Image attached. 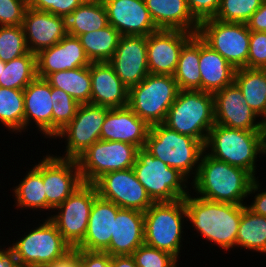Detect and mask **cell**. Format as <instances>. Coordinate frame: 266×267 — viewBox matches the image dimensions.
Instances as JSON below:
<instances>
[{
  "instance_id": "obj_1",
  "label": "cell",
  "mask_w": 266,
  "mask_h": 267,
  "mask_svg": "<svg viewBox=\"0 0 266 267\" xmlns=\"http://www.w3.org/2000/svg\"><path fill=\"white\" fill-rule=\"evenodd\" d=\"M184 201L189 222L187 224L195 229L192 231L197 232L192 235L199 234L197 237L210 242L212 248L217 246L226 252L236 249L237 231L244 205L210 201L192 192Z\"/></svg>"
},
{
  "instance_id": "obj_2",
  "label": "cell",
  "mask_w": 266,
  "mask_h": 267,
  "mask_svg": "<svg viewBox=\"0 0 266 267\" xmlns=\"http://www.w3.org/2000/svg\"><path fill=\"white\" fill-rule=\"evenodd\" d=\"M253 179L245 169L217 160L204 151L197 174L190 182L193 189L190 192L210 201L244 205L250 202L247 199Z\"/></svg>"
},
{
  "instance_id": "obj_3",
  "label": "cell",
  "mask_w": 266,
  "mask_h": 267,
  "mask_svg": "<svg viewBox=\"0 0 266 267\" xmlns=\"http://www.w3.org/2000/svg\"><path fill=\"white\" fill-rule=\"evenodd\" d=\"M204 149L209 156L245 169L256 178L259 167L256 162L262 156L266 157V131L240 130L215 124L208 133Z\"/></svg>"
},
{
  "instance_id": "obj_4",
  "label": "cell",
  "mask_w": 266,
  "mask_h": 267,
  "mask_svg": "<svg viewBox=\"0 0 266 267\" xmlns=\"http://www.w3.org/2000/svg\"><path fill=\"white\" fill-rule=\"evenodd\" d=\"M185 224L187 211L184 199L154 202L144 212V244L168 252L180 261L181 248L182 251L184 249L183 234L186 233L183 229L189 228Z\"/></svg>"
},
{
  "instance_id": "obj_5",
  "label": "cell",
  "mask_w": 266,
  "mask_h": 267,
  "mask_svg": "<svg viewBox=\"0 0 266 267\" xmlns=\"http://www.w3.org/2000/svg\"><path fill=\"white\" fill-rule=\"evenodd\" d=\"M144 148L189 181L195 178L205 151L202 141L182 135L163 123L150 126Z\"/></svg>"
},
{
  "instance_id": "obj_6",
  "label": "cell",
  "mask_w": 266,
  "mask_h": 267,
  "mask_svg": "<svg viewBox=\"0 0 266 267\" xmlns=\"http://www.w3.org/2000/svg\"><path fill=\"white\" fill-rule=\"evenodd\" d=\"M163 124L205 144L209 131L215 125L213 93L179 90Z\"/></svg>"
},
{
  "instance_id": "obj_7",
  "label": "cell",
  "mask_w": 266,
  "mask_h": 267,
  "mask_svg": "<svg viewBox=\"0 0 266 267\" xmlns=\"http://www.w3.org/2000/svg\"><path fill=\"white\" fill-rule=\"evenodd\" d=\"M37 221L39 224L37 225ZM42 222V223H41ZM36 227L34 228V226ZM20 237L10 241L20 267H41L65 257L72 247L64 240L57 226L49 219H36V223Z\"/></svg>"
},
{
  "instance_id": "obj_8",
  "label": "cell",
  "mask_w": 266,
  "mask_h": 267,
  "mask_svg": "<svg viewBox=\"0 0 266 267\" xmlns=\"http://www.w3.org/2000/svg\"><path fill=\"white\" fill-rule=\"evenodd\" d=\"M132 168L153 202L184 199L191 191L190 181L183 174L155 158L144 147L137 150Z\"/></svg>"
},
{
  "instance_id": "obj_9",
  "label": "cell",
  "mask_w": 266,
  "mask_h": 267,
  "mask_svg": "<svg viewBox=\"0 0 266 267\" xmlns=\"http://www.w3.org/2000/svg\"><path fill=\"white\" fill-rule=\"evenodd\" d=\"M179 88L172 75L148 74L129 89L128 107L149 126L164 122Z\"/></svg>"
},
{
  "instance_id": "obj_10",
  "label": "cell",
  "mask_w": 266,
  "mask_h": 267,
  "mask_svg": "<svg viewBox=\"0 0 266 267\" xmlns=\"http://www.w3.org/2000/svg\"><path fill=\"white\" fill-rule=\"evenodd\" d=\"M197 35L235 69L247 68L250 31L246 23L209 18L199 23Z\"/></svg>"
},
{
  "instance_id": "obj_11",
  "label": "cell",
  "mask_w": 266,
  "mask_h": 267,
  "mask_svg": "<svg viewBox=\"0 0 266 267\" xmlns=\"http://www.w3.org/2000/svg\"><path fill=\"white\" fill-rule=\"evenodd\" d=\"M138 148L120 141L98 140L76 158L83 183L93 184L103 174L132 168Z\"/></svg>"
},
{
  "instance_id": "obj_12",
  "label": "cell",
  "mask_w": 266,
  "mask_h": 267,
  "mask_svg": "<svg viewBox=\"0 0 266 267\" xmlns=\"http://www.w3.org/2000/svg\"><path fill=\"white\" fill-rule=\"evenodd\" d=\"M97 195L94 184L83 183L57 206L49 217L72 249L76 248L86 235L90 210Z\"/></svg>"
},
{
  "instance_id": "obj_13",
  "label": "cell",
  "mask_w": 266,
  "mask_h": 267,
  "mask_svg": "<svg viewBox=\"0 0 266 267\" xmlns=\"http://www.w3.org/2000/svg\"><path fill=\"white\" fill-rule=\"evenodd\" d=\"M110 109L91 103L80 104L75 117L53 138L62 139L65 149L60 158L76 159L88 147L100 140L101 129ZM65 140V141H64Z\"/></svg>"
},
{
  "instance_id": "obj_14",
  "label": "cell",
  "mask_w": 266,
  "mask_h": 267,
  "mask_svg": "<svg viewBox=\"0 0 266 267\" xmlns=\"http://www.w3.org/2000/svg\"><path fill=\"white\" fill-rule=\"evenodd\" d=\"M42 179L46 194V218L83 184L76 159L60 158L48 152L42 158Z\"/></svg>"
},
{
  "instance_id": "obj_15",
  "label": "cell",
  "mask_w": 266,
  "mask_h": 267,
  "mask_svg": "<svg viewBox=\"0 0 266 267\" xmlns=\"http://www.w3.org/2000/svg\"><path fill=\"white\" fill-rule=\"evenodd\" d=\"M93 184L100 197L122 209L145 212L154 203L137 180L133 168L107 172Z\"/></svg>"
},
{
  "instance_id": "obj_16",
  "label": "cell",
  "mask_w": 266,
  "mask_h": 267,
  "mask_svg": "<svg viewBox=\"0 0 266 267\" xmlns=\"http://www.w3.org/2000/svg\"><path fill=\"white\" fill-rule=\"evenodd\" d=\"M213 98L215 124L240 130L266 131L265 122L249 107L235 82L213 93Z\"/></svg>"
},
{
  "instance_id": "obj_17",
  "label": "cell",
  "mask_w": 266,
  "mask_h": 267,
  "mask_svg": "<svg viewBox=\"0 0 266 267\" xmlns=\"http://www.w3.org/2000/svg\"><path fill=\"white\" fill-rule=\"evenodd\" d=\"M194 33L158 29L147 36V63L150 74L174 75L182 47Z\"/></svg>"
},
{
  "instance_id": "obj_18",
  "label": "cell",
  "mask_w": 266,
  "mask_h": 267,
  "mask_svg": "<svg viewBox=\"0 0 266 267\" xmlns=\"http://www.w3.org/2000/svg\"><path fill=\"white\" fill-rule=\"evenodd\" d=\"M108 63L128 89L138 85L149 74L147 36H121Z\"/></svg>"
},
{
  "instance_id": "obj_19",
  "label": "cell",
  "mask_w": 266,
  "mask_h": 267,
  "mask_svg": "<svg viewBox=\"0 0 266 267\" xmlns=\"http://www.w3.org/2000/svg\"><path fill=\"white\" fill-rule=\"evenodd\" d=\"M108 22L121 36H148L157 31L144 0H102Z\"/></svg>"
},
{
  "instance_id": "obj_20",
  "label": "cell",
  "mask_w": 266,
  "mask_h": 267,
  "mask_svg": "<svg viewBox=\"0 0 266 267\" xmlns=\"http://www.w3.org/2000/svg\"><path fill=\"white\" fill-rule=\"evenodd\" d=\"M23 92L24 132H28L33 125L32 129L37 128L35 130L38 131L36 135L39 133L42 135L41 139L44 136V139L49 138L52 141L51 85L45 78L37 76L23 89Z\"/></svg>"
},
{
  "instance_id": "obj_21",
  "label": "cell",
  "mask_w": 266,
  "mask_h": 267,
  "mask_svg": "<svg viewBox=\"0 0 266 267\" xmlns=\"http://www.w3.org/2000/svg\"><path fill=\"white\" fill-rule=\"evenodd\" d=\"M28 49L31 53L49 48L67 35L66 18L26 8L22 22Z\"/></svg>"
},
{
  "instance_id": "obj_22",
  "label": "cell",
  "mask_w": 266,
  "mask_h": 267,
  "mask_svg": "<svg viewBox=\"0 0 266 267\" xmlns=\"http://www.w3.org/2000/svg\"><path fill=\"white\" fill-rule=\"evenodd\" d=\"M37 76L47 78L50 74L89 66L83 46L75 36L66 35L55 45L36 54Z\"/></svg>"
},
{
  "instance_id": "obj_23",
  "label": "cell",
  "mask_w": 266,
  "mask_h": 267,
  "mask_svg": "<svg viewBox=\"0 0 266 267\" xmlns=\"http://www.w3.org/2000/svg\"><path fill=\"white\" fill-rule=\"evenodd\" d=\"M150 126L128 106L110 109L104 119L100 140L120 141L136 146H145Z\"/></svg>"
},
{
  "instance_id": "obj_24",
  "label": "cell",
  "mask_w": 266,
  "mask_h": 267,
  "mask_svg": "<svg viewBox=\"0 0 266 267\" xmlns=\"http://www.w3.org/2000/svg\"><path fill=\"white\" fill-rule=\"evenodd\" d=\"M90 103L109 109L123 108L129 103V89L108 62H91Z\"/></svg>"
},
{
  "instance_id": "obj_25",
  "label": "cell",
  "mask_w": 266,
  "mask_h": 267,
  "mask_svg": "<svg viewBox=\"0 0 266 267\" xmlns=\"http://www.w3.org/2000/svg\"><path fill=\"white\" fill-rule=\"evenodd\" d=\"M121 208L97 195L92 204L83 241L74 249L105 252L111 242L114 220Z\"/></svg>"
},
{
  "instance_id": "obj_26",
  "label": "cell",
  "mask_w": 266,
  "mask_h": 267,
  "mask_svg": "<svg viewBox=\"0 0 266 267\" xmlns=\"http://www.w3.org/2000/svg\"><path fill=\"white\" fill-rule=\"evenodd\" d=\"M111 235L105 252L110 256L132 255L144 244V212L121 208L116 214Z\"/></svg>"
},
{
  "instance_id": "obj_27",
  "label": "cell",
  "mask_w": 266,
  "mask_h": 267,
  "mask_svg": "<svg viewBox=\"0 0 266 267\" xmlns=\"http://www.w3.org/2000/svg\"><path fill=\"white\" fill-rule=\"evenodd\" d=\"M158 29L181 30L197 34L199 22L191 14L186 0H144Z\"/></svg>"
},
{
  "instance_id": "obj_28",
  "label": "cell",
  "mask_w": 266,
  "mask_h": 267,
  "mask_svg": "<svg viewBox=\"0 0 266 267\" xmlns=\"http://www.w3.org/2000/svg\"><path fill=\"white\" fill-rule=\"evenodd\" d=\"M201 91L215 93L232 84L236 69L199 37Z\"/></svg>"
},
{
  "instance_id": "obj_29",
  "label": "cell",
  "mask_w": 266,
  "mask_h": 267,
  "mask_svg": "<svg viewBox=\"0 0 266 267\" xmlns=\"http://www.w3.org/2000/svg\"><path fill=\"white\" fill-rule=\"evenodd\" d=\"M30 167L19 180V184L10 189L13 193L14 209L21 210H36L44 213L46 211V194L42 179V159L38 163L30 164Z\"/></svg>"
},
{
  "instance_id": "obj_30",
  "label": "cell",
  "mask_w": 266,
  "mask_h": 267,
  "mask_svg": "<svg viewBox=\"0 0 266 267\" xmlns=\"http://www.w3.org/2000/svg\"><path fill=\"white\" fill-rule=\"evenodd\" d=\"M234 82L241 89L246 103L266 125V69L238 68Z\"/></svg>"
},
{
  "instance_id": "obj_31",
  "label": "cell",
  "mask_w": 266,
  "mask_h": 267,
  "mask_svg": "<svg viewBox=\"0 0 266 267\" xmlns=\"http://www.w3.org/2000/svg\"><path fill=\"white\" fill-rule=\"evenodd\" d=\"M66 25L67 34L75 37L108 26L102 0H86L66 18Z\"/></svg>"
},
{
  "instance_id": "obj_32",
  "label": "cell",
  "mask_w": 266,
  "mask_h": 267,
  "mask_svg": "<svg viewBox=\"0 0 266 267\" xmlns=\"http://www.w3.org/2000/svg\"><path fill=\"white\" fill-rule=\"evenodd\" d=\"M237 247L266 256V217L255 214L246 204L237 231L236 249Z\"/></svg>"
},
{
  "instance_id": "obj_33",
  "label": "cell",
  "mask_w": 266,
  "mask_h": 267,
  "mask_svg": "<svg viewBox=\"0 0 266 267\" xmlns=\"http://www.w3.org/2000/svg\"><path fill=\"white\" fill-rule=\"evenodd\" d=\"M46 80L51 87L61 89L79 104L90 103L91 75L90 65L50 74Z\"/></svg>"
},
{
  "instance_id": "obj_34",
  "label": "cell",
  "mask_w": 266,
  "mask_h": 267,
  "mask_svg": "<svg viewBox=\"0 0 266 267\" xmlns=\"http://www.w3.org/2000/svg\"><path fill=\"white\" fill-rule=\"evenodd\" d=\"M173 77L179 90H201L199 36L197 34L182 47Z\"/></svg>"
},
{
  "instance_id": "obj_35",
  "label": "cell",
  "mask_w": 266,
  "mask_h": 267,
  "mask_svg": "<svg viewBox=\"0 0 266 267\" xmlns=\"http://www.w3.org/2000/svg\"><path fill=\"white\" fill-rule=\"evenodd\" d=\"M121 34L110 24L77 36L90 62H108L118 47Z\"/></svg>"
},
{
  "instance_id": "obj_36",
  "label": "cell",
  "mask_w": 266,
  "mask_h": 267,
  "mask_svg": "<svg viewBox=\"0 0 266 267\" xmlns=\"http://www.w3.org/2000/svg\"><path fill=\"white\" fill-rule=\"evenodd\" d=\"M0 124L11 134L24 133V92L0 87ZM14 132V133H13ZM23 132V133H22Z\"/></svg>"
},
{
  "instance_id": "obj_37",
  "label": "cell",
  "mask_w": 266,
  "mask_h": 267,
  "mask_svg": "<svg viewBox=\"0 0 266 267\" xmlns=\"http://www.w3.org/2000/svg\"><path fill=\"white\" fill-rule=\"evenodd\" d=\"M36 77V54L29 52L2 65L0 87L23 90Z\"/></svg>"
},
{
  "instance_id": "obj_38",
  "label": "cell",
  "mask_w": 266,
  "mask_h": 267,
  "mask_svg": "<svg viewBox=\"0 0 266 267\" xmlns=\"http://www.w3.org/2000/svg\"><path fill=\"white\" fill-rule=\"evenodd\" d=\"M52 140L75 117L79 103L61 89L51 87Z\"/></svg>"
},
{
  "instance_id": "obj_39",
  "label": "cell",
  "mask_w": 266,
  "mask_h": 267,
  "mask_svg": "<svg viewBox=\"0 0 266 267\" xmlns=\"http://www.w3.org/2000/svg\"><path fill=\"white\" fill-rule=\"evenodd\" d=\"M29 52L22 25L0 26V60L9 62Z\"/></svg>"
},
{
  "instance_id": "obj_40",
  "label": "cell",
  "mask_w": 266,
  "mask_h": 267,
  "mask_svg": "<svg viewBox=\"0 0 266 267\" xmlns=\"http://www.w3.org/2000/svg\"><path fill=\"white\" fill-rule=\"evenodd\" d=\"M265 0H221L215 19L223 22L247 23Z\"/></svg>"
},
{
  "instance_id": "obj_41",
  "label": "cell",
  "mask_w": 266,
  "mask_h": 267,
  "mask_svg": "<svg viewBox=\"0 0 266 267\" xmlns=\"http://www.w3.org/2000/svg\"><path fill=\"white\" fill-rule=\"evenodd\" d=\"M132 257L138 267H180L179 261L170 253L146 244L138 247Z\"/></svg>"
},
{
  "instance_id": "obj_42",
  "label": "cell",
  "mask_w": 266,
  "mask_h": 267,
  "mask_svg": "<svg viewBox=\"0 0 266 267\" xmlns=\"http://www.w3.org/2000/svg\"><path fill=\"white\" fill-rule=\"evenodd\" d=\"M86 0H30L28 7L67 18Z\"/></svg>"
},
{
  "instance_id": "obj_43",
  "label": "cell",
  "mask_w": 266,
  "mask_h": 267,
  "mask_svg": "<svg viewBox=\"0 0 266 267\" xmlns=\"http://www.w3.org/2000/svg\"><path fill=\"white\" fill-rule=\"evenodd\" d=\"M247 68L266 69V32L250 31Z\"/></svg>"
},
{
  "instance_id": "obj_44",
  "label": "cell",
  "mask_w": 266,
  "mask_h": 267,
  "mask_svg": "<svg viewBox=\"0 0 266 267\" xmlns=\"http://www.w3.org/2000/svg\"><path fill=\"white\" fill-rule=\"evenodd\" d=\"M27 7L25 0H0V26L22 25Z\"/></svg>"
},
{
  "instance_id": "obj_45",
  "label": "cell",
  "mask_w": 266,
  "mask_h": 267,
  "mask_svg": "<svg viewBox=\"0 0 266 267\" xmlns=\"http://www.w3.org/2000/svg\"><path fill=\"white\" fill-rule=\"evenodd\" d=\"M186 2L191 14L200 23L215 17L221 0H186Z\"/></svg>"
},
{
  "instance_id": "obj_46",
  "label": "cell",
  "mask_w": 266,
  "mask_h": 267,
  "mask_svg": "<svg viewBox=\"0 0 266 267\" xmlns=\"http://www.w3.org/2000/svg\"><path fill=\"white\" fill-rule=\"evenodd\" d=\"M260 179L257 176L253 179V183L251 184L250 190H249V197H253L254 200H252L251 203L246 204V206L253 211L255 214L263 215L266 217V187L265 189H261V184L259 182Z\"/></svg>"
},
{
  "instance_id": "obj_47",
  "label": "cell",
  "mask_w": 266,
  "mask_h": 267,
  "mask_svg": "<svg viewBox=\"0 0 266 267\" xmlns=\"http://www.w3.org/2000/svg\"><path fill=\"white\" fill-rule=\"evenodd\" d=\"M74 250L79 255L81 267H110L111 256L107 252Z\"/></svg>"
},
{
  "instance_id": "obj_48",
  "label": "cell",
  "mask_w": 266,
  "mask_h": 267,
  "mask_svg": "<svg viewBox=\"0 0 266 267\" xmlns=\"http://www.w3.org/2000/svg\"><path fill=\"white\" fill-rule=\"evenodd\" d=\"M249 31L266 32V0L246 23Z\"/></svg>"
},
{
  "instance_id": "obj_49",
  "label": "cell",
  "mask_w": 266,
  "mask_h": 267,
  "mask_svg": "<svg viewBox=\"0 0 266 267\" xmlns=\"http://www.w3.org/2000/svg\"><path fill=\"white\" fill-rule=\"evenodd\" d=\"M0 246V267H20L15 252L11 249L10 243ZM3 247V248H2Z\"/></svg>"
},
{
  "instance_id": "obj_50",
  "label": "cell",
  "mask_w": 266,
  "mask_h": 267,
  "mask_svg": "<svg viewBox=\"0 0 266 267\" xmlns=\"http://www.w3.org/2000/svg\"><path fill=\"white\" fill-rule=\"evenodd\" d=\"M80 266V258L78 253L73 249L70 251L65 257L59 259L50 265H45L41 267H79Z\"/></svg>"
},
{
  "instance_id": "obj_51",
  "label": "cell",
  "mask_w": 266,
  "mask_h": 267,
  "mask_svg": "<svg viewBox=\"0 0 266 267\" xmlns=\"http://www.w3.org/2000/svg\"><path fill=\"white\" fill-rule=\"evenodd\" d=\"M110 267H138L132 255L111 256Z\"/></svg>"
},
{
  "instance_id": "obj_52",
  "label": "cell",
  "mask_w": 266,
  "mask_h": 267,
  "mask_svg": "<svg viewBox=\"0 0 266 267\" xmlns=\"http://www.w3.org/2000/svg\"><path fill=\"white\" fill-rule=\"evenodd\" d=\"M2 65H5V62L0 60V78H1V73H2Z\"/></svg>"
}]
</instances>
